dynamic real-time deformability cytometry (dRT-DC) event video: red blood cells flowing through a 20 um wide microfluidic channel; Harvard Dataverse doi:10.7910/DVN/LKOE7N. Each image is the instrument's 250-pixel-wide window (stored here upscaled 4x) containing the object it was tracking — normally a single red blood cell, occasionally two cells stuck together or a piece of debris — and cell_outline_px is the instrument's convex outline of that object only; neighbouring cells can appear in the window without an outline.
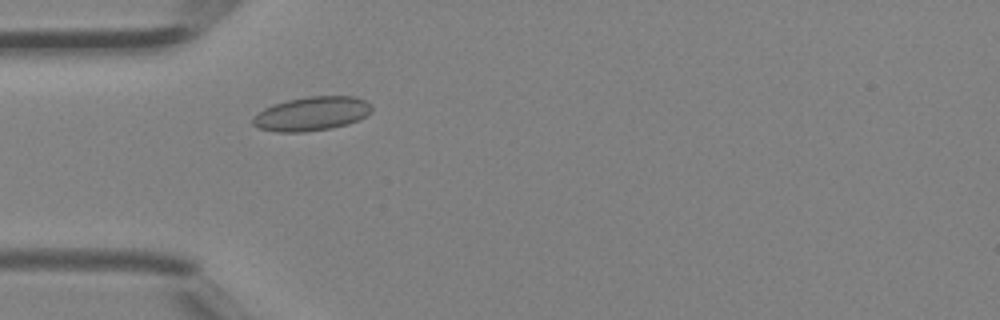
{"species": "Egyptian fruit bat (a non-hibernating species)", "species_latin": "Rousettus aegyptiacus", "temperature_condition": "room temperature", "stored_images_in_passage": 19, "camera_frame_rate_fps": 3000, "um_per_image_px": 0.085, "animal": {"sex": "female"}, "frame": {"image": 1, "passage_image": 9, "time_ms": 2.667, "image_size_px": [1000, 320], "cell_outline_px": [[372, 112], [348, 124], [328, 128], [304, 132], [276, 132], [260, 128], [252, 124], [252, 116], [264, 108], [288, 100], [308, 96], [356, 96], [372, 104]], "centroid_in_image_um": [26.49, 9.66], "position_along_channel_um": 58.5, "area_um2": 23.47}}
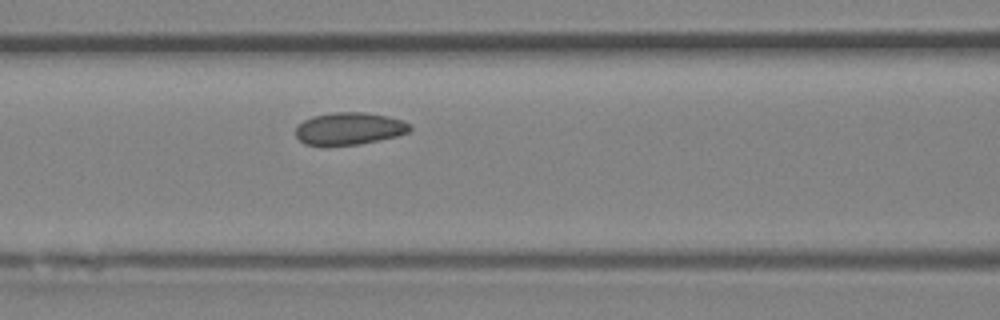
{"frame": {"image": 2, "passage_image": 14, "time_ms": 4.333, "image_size_px": [1000, 320], "cell_outline_px": [[412, 128], [408, 132], [396, 136], [380, 140], [360, 144], [304, 144], [296, 136], [296, 124], [312, 116], [332, 112], [364, 112], [388, 116], [404, 120], [412, 124]], "centroid_in_image_um": [29.72, 10.9], "position_along_channel_um": 136.9, "area_um2": 21.5}}
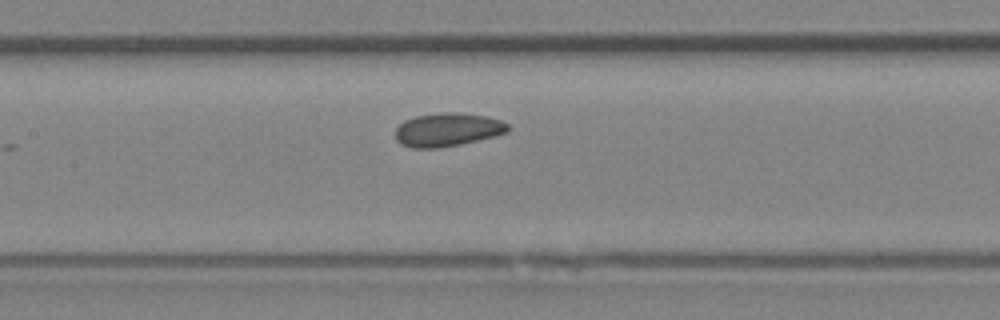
{"frame": {"image": 3, "passage_image": 16, "time_ms": 5.0, "image_size_px": [1000, 320], "cell_outline_px": [[508, 132], [460, 144], [436, 148], [412, 148], [396, 140], [396, 128], [404, 120], [416, 116], [444, 112], [456, 112], [484, 116], [500, 120], [508, 124]], "centroid_in_image_um": [38.02, 11.02], "position_along_channel_um": 169.4, "area_um2": 21.56}}